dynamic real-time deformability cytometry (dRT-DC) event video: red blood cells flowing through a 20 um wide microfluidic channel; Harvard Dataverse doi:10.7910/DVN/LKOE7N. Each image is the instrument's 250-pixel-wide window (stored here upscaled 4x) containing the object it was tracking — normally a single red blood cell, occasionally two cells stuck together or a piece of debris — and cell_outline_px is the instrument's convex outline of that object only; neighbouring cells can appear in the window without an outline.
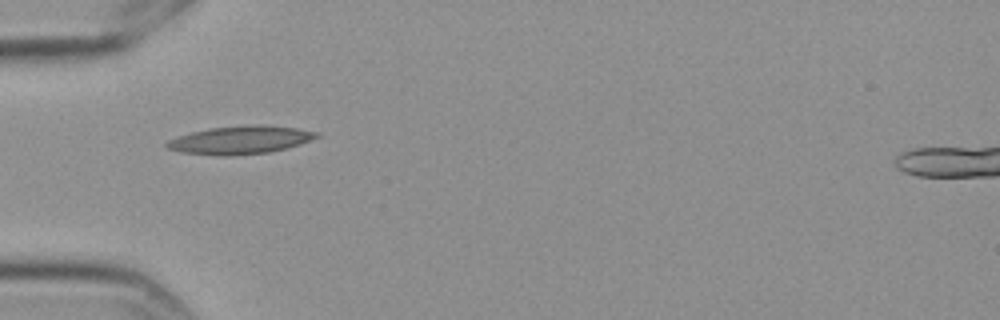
{"species": "Egyptian fruit bat (a non-hibernating species)", "species_latin": "Rousettus aegyptiacus", "temperature_condition": "cold", "stored_images_in_passage": 6, "camera_frame_rate_fps": 3000, "um_per_image_px": 0.085, "frame": {"image": 1, "passage_image": 5, "time_ms": 1.333, "image_size_px": [1000, 320], "cell_outline_px": [[320, 136], [300, 144], [268, 152], [228, 156], [224, 156], [180, 152], [168, 148], [164, 144], [168, 140], [176, 136], [208, 128], [256, 124], [264, 124], [296, 128], [320, 132]], "centroid_in_image_um": [20.41, 11.88], "position_along_channel_um": 64.6, "area_um2": 24.51}}
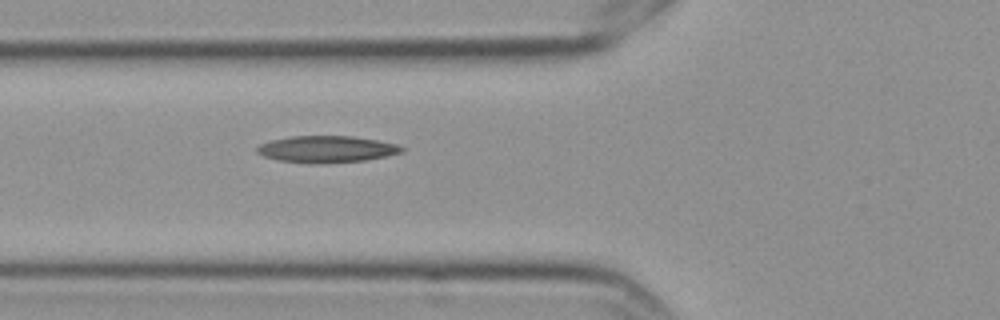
{"frame": {"image": 2, "passage_image": 6, "time_ms": 1.667, "image_size_px": [1000, 320], "cell_outline_px": [[404, 152], [364, 160], [276, 160], [264, 156], [256, 152], [256, 148], [260, 144], [272, 140], [292, 136], [352, 136], [376, 140], [396, 144], [404, 148]], "centroid_in_image_um": [27.77, 12.62], "position_along_channel_um": 98.0, "area_um2": 21.1}}